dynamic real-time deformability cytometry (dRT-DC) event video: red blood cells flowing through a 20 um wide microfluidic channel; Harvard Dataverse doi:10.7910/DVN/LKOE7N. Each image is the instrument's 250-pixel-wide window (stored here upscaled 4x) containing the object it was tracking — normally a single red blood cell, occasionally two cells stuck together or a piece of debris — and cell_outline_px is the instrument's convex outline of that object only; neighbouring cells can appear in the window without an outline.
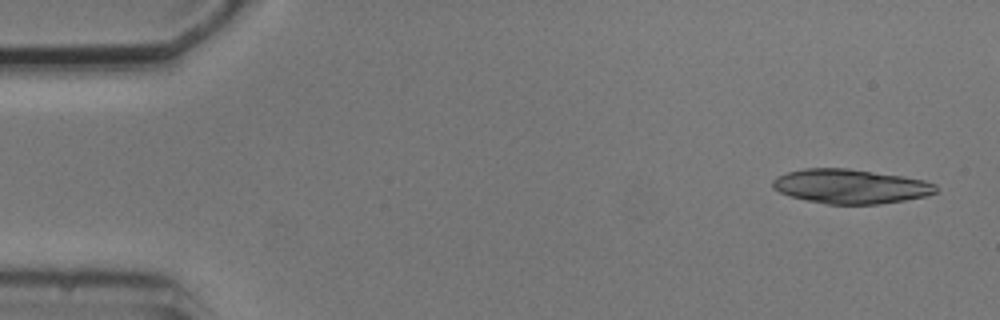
{"species": "common noctule bat (a hibernating species)", "species_latin": "Nyctalus noctula", "temperature_condition": "cold", "stored_images_in_passage": 5, "camera_frame_rate_fps": 3000, "um_per_image_px": 0.085, "animal": {"sex": "male", "body_mass_g": 20.5, "forearm_length_mm": 52.5}, "frame": {"image": 1, "passage_image": 1, "time_ms": 0.0, "image_size_px": [1000, 320], "cell_outline_px": [[936, 192], [928, 196], [880, 204], [828, 204], [788, 196], [772, 188], [772, 180], [776, 176], [788, 172], [804, 168], [848, 168], [904, 176], [924, 180], [936, 184]], "centroid_in_image_um": [72.29, 15.83], "position_along_channel_um": 12.7, "area_um2": 32.83}}